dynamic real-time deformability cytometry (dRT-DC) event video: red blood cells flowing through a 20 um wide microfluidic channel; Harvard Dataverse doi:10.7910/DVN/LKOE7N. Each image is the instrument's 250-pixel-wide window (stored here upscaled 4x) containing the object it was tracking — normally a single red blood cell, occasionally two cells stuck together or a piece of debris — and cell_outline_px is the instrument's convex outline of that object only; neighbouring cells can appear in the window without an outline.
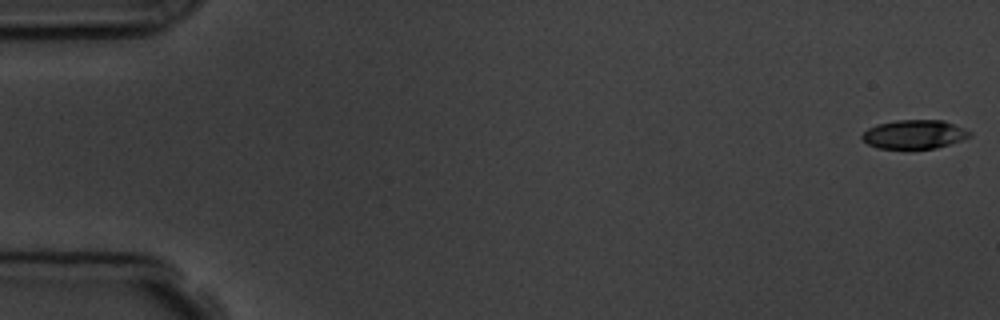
{"species": "common noctule bat (a hibernating species)", "species_latin": "Nyctalus noctula", "temperature_condition": "room temperature", "stored_images_in_passage": 6, "camera_frame_rate_fps": 3000, "um_per_image_px": 0.085, "animal": {"sex": "male", "body_mass_g": 19.5, "forearm_length_mm": 54.6}, "frame": {"image": 1, "passage_image": 1, "time_ms": 0.0, "image_size_px": [1000, 320], "cell_outline_px": [[972, 136], [936, 148], [876, 148], [868, 144], [860, 136], [868, 128], [876, 124], [896, 120], [944, 120], [972, 132]], "centroid_in_image_um": [77.7, 11.41], "position_along_channel_um": 7.3, "area_um2": 17.98}}
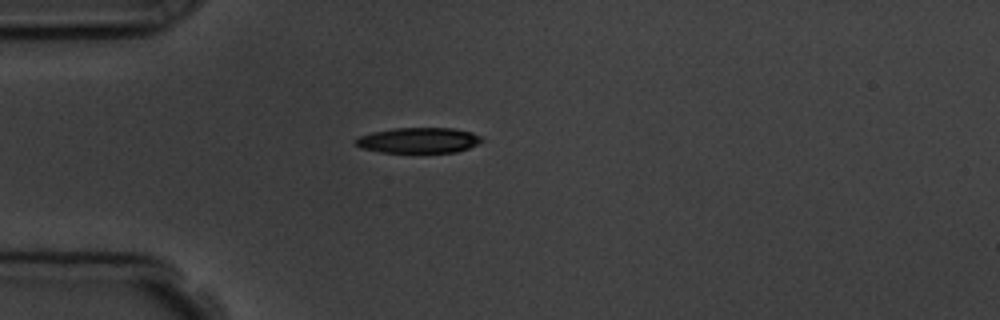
{"frame": {"image": 2, "passage_image": 5, "time_ms": 4.667, "image_size_px": [1000, 320], "cell_outline_px": [[484, 140], [468, 148], [456, 152], [380, 152], [360, 148], [352, 140], [360, 136], [372, 132], [392, 128], [452, 128], [472, 132], [480, 136]], "centroid_in_image_um": [35.54, 11.92], "position_along_channel_um": 49.5, "area_um2": 18.73}}